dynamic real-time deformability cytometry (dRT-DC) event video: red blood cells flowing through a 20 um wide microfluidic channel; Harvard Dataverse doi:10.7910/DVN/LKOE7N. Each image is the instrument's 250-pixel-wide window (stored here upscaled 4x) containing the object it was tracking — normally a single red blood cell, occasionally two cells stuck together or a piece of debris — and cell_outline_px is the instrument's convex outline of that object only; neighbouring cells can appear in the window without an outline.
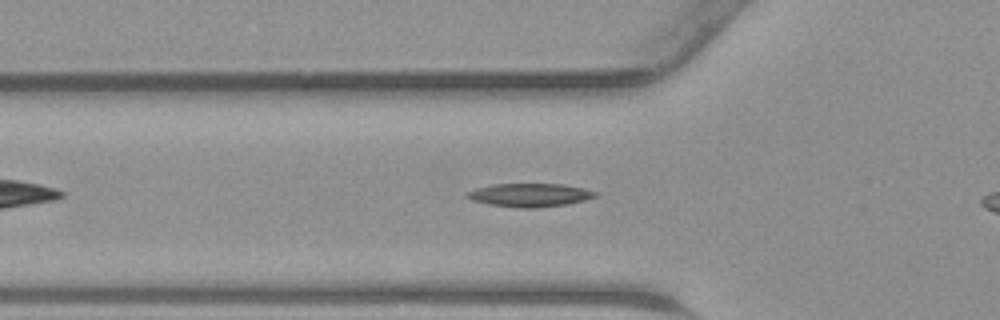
{"species": "common noctule bat (a hibernating species)", "species_latin": "Nyctalus noctula", "temperature_condition": "warm", "stored_images_in_passage": 30, "camera_frame_rate_fps": 3000, "um_per_image_px": 0.085, "animal": {"sex": "male", "body_mass_g": 23.1, "forearm_length_mm": 52.7}, "frame": {"image": 1, "passage_image": 7, "time_ms": 2.0, "image_size_px": [1000, 320], "cell_outline_px": [[600, 196], [568, 204], [532, 208], [520, 208], [488, 204], [472, 200], [464, 196], [464, 192], [476, 188], [492, 184], [564, 184], [584, 188], [600, 192]], "centroid_in_image_um": [45.05, 16.57], "position_along_channel_um": 80.7, "area_um2": 17.74}}
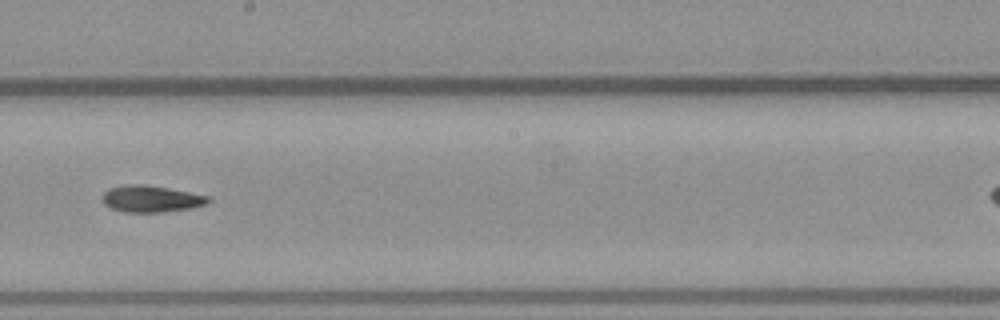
{"frame": {"image": 2, "passage_image": 17, "time_ms": 5.333, "image_size_px": [1000, 320], "cell_outline_px": [[212, 200], [208, 204], [188, 208], [160, 212], [124, 212], [112, 208], [104, 204], [100, 200], [100, 196], [108, 188], [128, 184], [144, 184], [168, 188], [208, 196]], "centroid_in_image_um": [12.79, 16.89], "position_along_channel_um": 235.4, "area_um2": 16.47}}
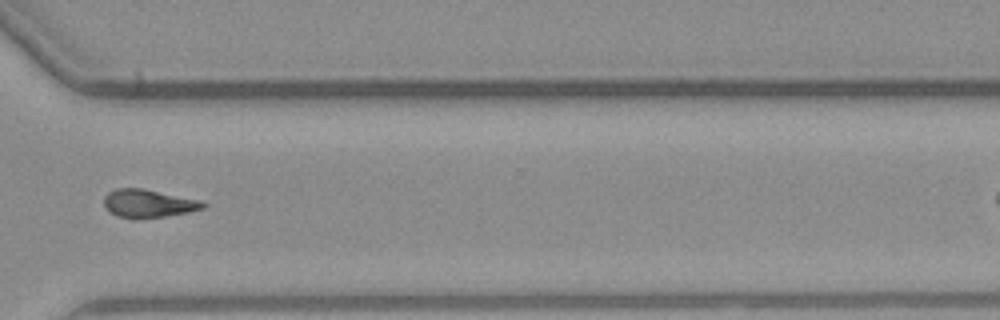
{"frame": {"image": 3, "passage_image": 25, "time_ms": 8.0, "image_size_px": [1000, 320], "cell_outline_px": [[208, 204], [204, 208], [188, 212], [164, 216], [136, 220], [116, 216], [104, 204], [104, 196], [108, 192], [116, 188], [144, 188], [204, 200]], "centroid_in_image_um": [12.66, 17.29], "position_along_channel_um": 357.9, "area_um2": 16.59}}